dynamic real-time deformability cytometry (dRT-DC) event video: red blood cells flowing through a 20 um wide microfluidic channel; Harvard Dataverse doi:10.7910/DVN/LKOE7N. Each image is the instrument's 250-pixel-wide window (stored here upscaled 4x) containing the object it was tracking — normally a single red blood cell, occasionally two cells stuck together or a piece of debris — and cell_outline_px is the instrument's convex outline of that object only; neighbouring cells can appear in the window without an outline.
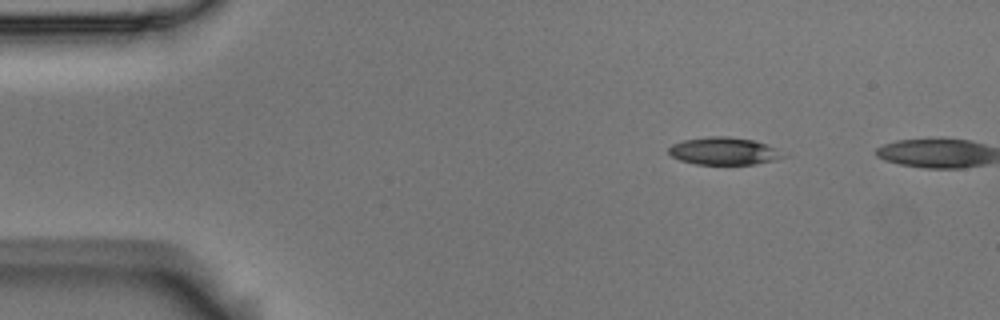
{"species": "Egyptian fruit bat (a non-hibernating species)", "species_latin": "Rousettus aegyptiacus", "temperature_condition": "room temperature", "stored_images_in_passage": 2, "camera_frame_rate_fps": 3000, "um_per_image_px": 0.085, "animal": {"sex": "male"}, "frame": {"image": 1, "passage_image": 1, "time_ms": 0.0, "image_size_px": [1000, 320], "cell_outline_px": [[792, 156], [776, 160], [756, 164], [696, 164], [680, 160], [672, 156], [668, 152], [668, 148], [672, 144], [684, 140], [708, 136], [728, 136], [752, 140], [768, 144]], "centroid_in_image_um": [61.61, 12.84], "position_along_channel_um": 23.4, "area_um2": 18.61}}